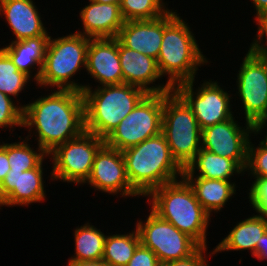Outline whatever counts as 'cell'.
Listing matches in <instances>:
<instances>
[{"mask_svg":"<svg viewBox=\"0 0 267 266\" xmlns=\"http://www.w3.org/2000/svg\"><path fill=\"white\" fill-rule=\"evenodd\" d=\"M46 91L51 93L23 104V128L29 133L25 138L30 142L31 137L35 138L37 146L49 154L86 130L82 92L71 89Z\"/></svg>","mask_w":267,"mask_h":266,"instance_id":"6da1fadb","label":"cell"},{"mask_svg":"<svg viewBox=\"0 0 267 266\" xmlns=\"http://www.w3.org/2000/svg\"><path fill=\"white\" fill-rule=\"evenodd\" d=\"M173 9L163 15V37L156 61L161 76L168 75L166 82L174 89L197 79L199 67L211 62L199 48L192 27Z\"/></svg>","mask_w":267,"mask_h":266,"instance_id":"7a4b0ae2","label":"cell"},{"mask_svg":"<svg viewBox=\"0 0 267 266\" xmlns=\"http://www.w3.org/2000/svg\"><path fill=\"white\" fill-rule=\"evenodd\" d=\"M146 199L145 203H149L150 209L161 219L187 234L200 247H208L207 230L211 216L200 205L192 187L183 177L159 186Z\"/></svg>","mask_w":267,"mask_h":266,"instance_id":"3957f363","label":"cell"},{"mask_svg":"<svg viewBox=\"0 0 267 266\" xmlns=\"http://www.w3.org/2000/svg\"><path fill=\"white\" fill-rule=\"evenodd\" d=\"M127 178L143 198L154 189L183 177V168L172 157L165 136L159 135L122 151Z\"/></svg>","mask_w":267,"mask_h":266,"instance_id":"277c9868","label":"cell"},{"mask_svg":"<svg viewBox=\"0 0 267 266\" xmlns=\"http://www.w3.org/2000/svg\"><path fill=\"white\" fill-rule=\"evenodd\" d=\"M85 84V130L105 139L147 94L143 89L126 83L107 86Z\"/></svg>","mask_w":267,"mask_h":266,"instance_id":"5b68a950","label":"cell"},{"mask_svg":"<svg viewBox=\"0 0 267 266\" xmlns=\"http://www.w3.org/2000/svg\"><path fill=\"white\" fill-rule=\"evenodd\" d=\"M89 37L78 33L52 38L47 46L42 73L36 86L40 89H71L82 92L84 84L74 80L86 69ZM74 76V77H73Z\"/></svg>","mask_w":267,"mask_h":266,"instance_id":"8992f818","label":"cell"},{"mask_svg":"<svg viewBox=\"0 0 267 266\" xmlns=\"http://www.w3.org/2000/svg\"><path fill=\"white\" fill-rule=\"evenodd\" d=\"M161 133L172 157L185 169L201 149L202 130L191 107L174 89L164 93Z\"/></svg>","mask_w":267,"mask_h":266,"instance_id":"52a82bcc","label":"cell"},{"mask_svg":"<svg viewBox=\"0 0 267 266\" xmlns=\"http://www.w3.org/2000/svg\"><path fill=\"white\" fill-rule=\"evenodd\" d=\"M164 93H147L104 139L106 146L124 151L161 133Z\"/></svg>","mask_w":267,"mask_h":266,"instance_id":"ba28073f","label":"cell"},{"mask_svg":"<svg viewBox=\"0 0 267 266\" xmlns=\"http://www.w3.org/2000/svg\"><path fill=\"white\" fill-rule=\"evenodd\" d=\"M104 144L103 138L85 131L79 137L58 145L48 154L53 163L49 180L83 187L90 176L94 157Z\"/></svg>","mask_w":267,"mask_h":266,"instance_id":"9c48e42d","label":"cell"},{"mask_svg":"<svg viewBox=\"0 0 267 266\" xmlns=\"http://www.w3.org/2000/svg\"><path fill=\"white\" fill-rule=\"evenodd\" d=\"M208 80H202L203 83L198 88L194 87L196 79L178 84L174 88L191 107L201 130L234 116V105L231 104L234 94L226 91V86L223 88V84L219 85L217 80Z\"/></svg>","mask_w":267,"mask_h":266,"instance_id":"30bf717a","label":"cell"},{"mask_svg":"<svg viewBox=\"0 0 267 266\" xmlns=\"http://www.w3.org/2000/svg\"><path fill=\"white\" fill-rule=\"evenodd\" d=\"M146 219H138L141 244L152 250L160 263L180 260L192 255L200 246L173 224L161 219L151 209Z\"/></svg>","mask_w":267,"mask_h":266,"instance_id":"8fae6325","label":"cell"},{"mask_svg":"<svg viewBox=\"0 0 267 266\" xmlns=\"http://www.w3.org/2000/svg\"><path fill=\"white\" fill-rule=\"evenodd\" d=\"M241 59L237 78H233L237 79L234 96H239L244 121L254 124L267 114V59L258 57L249 48Z\"/></svg>","mask_w":267,"mask_h":266,"instance_id":"7c38bea8","label":"cell"},{"mask_svg":"<svg viewBox=\"0 0 267 266\" xmlns=\"http://www.w3.org/2000/svg\"><path fill=\"white\" fill-rule=\"evenodd\" d=\"M232 118L202 129L201 148L219 156L232 159L243 171L247 165L249 140L253 135V124L245 121L240 125Z\"/></svg>","mask_w":267,"mask_h":266,"instance_id":"4fadbf2b","label":"cell"},{"mask_svg":"<svg viewBox=\"0 0 267 266\" xmlns=\"http://www.w3.org/2000/svg\"><path fill=\"white\" fill-rule=\"evenodd\" d=\"M84 184L90 185L95 192L116 195L117 198H140L127 178L122 152L105 144L96 153L90 176Z\"/></svg>","mask_w":267,"mask_h":266,"instance_id":"5bb4252c","label":"cell"},{"mask_svg":"<svg viewBox=\"0 0 267 266\" xmlns=\"http://www.w3.org/2000/svg\"><path fill=\"white\" fill-rule=\"evenodd\" d=\"M36 168L27 171L10 170L0 184L1 207L29 206L33 203H42L46 200V184L44 185L45 169L43 162Z\"/></svg>","mask_w":267,"mask_h":266,"instance_id":"9a60e30c","label":"cell"},{"mask_svg":"<svg viewBox=\"0 0 267 266\" xmlns=\"http://www.w3.org/2000/svg\"><path fill=\"white\" fill-rule=\"evenodd\" d=\"M85 70L99 87L122 84L118 39L90 38Z\"/></svg>","mask_w":267,"mask_h":266,"instance_id":"2e32d148","label":"cell"},{"mask_svg":"<svg viewBox=\"0 0 267 266\" xmlns=\"http://www.w3.org/2000/svg\"><path fill=\"white\" fill-rule=\"evenodd\" d=\"M119 57L123 72V83L143 89L146 93H166L173 88L162 82L156 59L133 49H128L119 42ZM161 80L162 83H159ZM158 81V84H155Z\"/></svg>","mask_w":267,"mask_h":266,"instance_id":"e0dca14e","label":"cell"},{"mask_svg":"<svg viewBox=\"0 0 267 266\" xmlns=\"http://www.w3.org/2000/svg\"><path fill=\"white\" fill-rule=\"evenodd\" d=\"M34 0H0V16L13 33L11 42L37 36H51L42 22Z\"/></svg>","mask_w":267,"mask_h":266,"instance_id":"ac0fdd59","label":"cell"},{"mask_svg":"<svg viewBox=\"0 0 267 266\" xmlns=\"http://www.w3.org/2000/svg\"><path fill=\"white\" fill-rule=\"evenodd\" d=\"M88 1L79 12L82 30L75 33L89 38H116L125 22L120 5Z\"/></svg>","mask_w":267,"mask_h":266,"instance_id":"d6986e66","label":"cell"},{"mask_svg":"<svg viewBox=\"0 0 267 266\" xmlns=\"http://www.w3.org/2000/svg\"><path fill=\"white\" fill-rule=\"evenodd\" d=\"M163 37V16L152 20L125 21L117 35L118 41L157 60Z\"/></svg>","mask_w":267,"mask_h":266,"instance_id":"ffe728a7","label":"cell"},{"mask_svg":"<svg viewBox=\"0 0 267 266\" xmlns=\"http://www.w3.org/2000/svg\"><path fill=\"white\" fill-rule=\"evenodd\" d=\"M49 39L50 36L31 37L10 42L1 48L9 55L17 69L37 84L42 73Z\"/></svg>","mask_w":267,"mask_h":266,"instance_id":"44dd1931","label":"cell"},{"mask_svg":"<svg viewBox=\"0 0 267 266\" xmlns=\"http://www.w3.org/2000/svg\"><path fill=\"white\" fill-rule=\"evenodd\" d=\"M267 231V218L260 214L249 215L248 218L237 221L231 231L215 247L218 253L231 251H250L251 256L255 254L256 245L260 242L262 235Z\"/></svg>","mask_w":267,"mask_h":266,"instance_id":"7402d4cb","label":"cell"},{"mask_svg":"<svg viewBox=\"0 0 267 266\" xmlns=\"http://www.w3.org/2000/svg\"><path fill=\"white\" fill-rule=\"evenodd\" d=\"M192 187L196 199L204 210L213 217L225 208L227 202L237 194V184L233 180L207 179L202 177H183ZM233 181V182H232ZM231 199V200H230Z\"/></svg>","mask_w":267,"mask_h":266,"instance_id":"603a6c76","label":"cell"},{"mask_svg":"<svg viewBox=\"0 0 267 266\" xmlns=\"http://www.w3.org/2000/svg\"><path fill=\"white\" fill-rule=\"evenodd\" d=\"M244 177V171L232 160L201 148L183 170V177L233 180Z\"/></svg>","mask_w":267,"mask_h":266,"instance_id":"cb8c5ba5","label":"cell"},{"mask_svg":"<svg viewBox=\"0 0 267 266\" xmlns=\"http://www.w3.org/2000/svg\"><path fill=\"white\" fill-rule=\"evenodd\" d=\"M89 221L74 229L75 253L68 260L99 261L102 260L106 234Z\"/></svg>","mask_w":267,"mask_h":266,"instance_id":"d4e9b609","label":"cell"},{"mask_svg":"<svg viewBox=\"0 0 267 266\" xmlns=\"http://www.w3.org/2000/svg\"><path fill=\"white\" fill-rule=\"evenodd\" d=\"M124 233H107L102 260L110 266H126L141 244L136 227L131 232Z\"/></svg>","mask_w":267,"mask_h":266,"instance_id":"484cf974","label":"cell"},{"mask_svg":"<svg viewBox=\"0 0 267 266\" xmlns=\"http://www.w3.org/2000/svg\"><path fill=\"white\" fill-rule=\"evenodd\" d=\"M17 142L0 141V145L6 150L10 170L27 171L36 168L48 154L40 147L33 148L27 138L18 136Z\"/></svg>","mask_w":267,"mask_h":266,"instance_id":"4316f807","label":"cell"},{"mask_svg":"<svg viewBox=\"0 0 267 266\" xmlns=\"http://www.w3.org/2000/svg\"><path fill=\"white\" fill-rule=\"evenodd\" d=\"M31 78L19 71L9 55L0 47V92L13 100L25 91Z\"/></svg>","mask_w":267,"mask_h":266,"instance_id":"83f0119b","label":"cell"},{"mask_svg":"<svg viewBox=\"0 0 267 266\" xmlns=\"http://www.w3.org/2000/svg\"><path fill=\"white\" fill-rule=\"evenodd\" d=\"M168 5L164 0H122L120 11L124 21L152 20L167 14Z\"/></svg>","mask_w":267,"mask_h":266,"instance_id":"f1b7e54d","label":"cell"},{"mask_svg":"<svg viewBox=\"0 0 267 266\" xmlns=\"http://www.w3.org/2000/svg\"><path fill=\"white\" fill-rule=\"evenodd\" d=\"M16 127H23V105L20 99L15 101L0 92V129L6 131L10 128L9 131L13 132Z\"/></svg>","mask_w":267,"mask_h":266,"instance_id":"f546056e","label":"cell"},{"mask_svg":"<svg viewBox=\"0 0 267 266\" xmlns=\"http://www.w3.org/2000/svg\"><path fill=\"white\" fill-rule=\"evenodd\" d=\"M251 139L248 144L247 165L244 174L247 172L250 179L267 178V145L259 141V144L255 146Z\"/></svg>","mask_w":267,"mask_h":266,"instance_id":"4dcf8cb0","label":"cell"},{"mask_svg":"<svg viewBox=\"0 0 267 266\" xmlns=\"http://www.w3.org/2000/svg\"><path fill=\"white\" fill-rule=\"evenodd\" d=\"M246 191L249 206L256 213L267 218V178H255Z\"/></svg>","mask_w":267,"mask_h":266,"instance_id":"1f68e13d","label":"cell"},{"mask_svg":"<svg viewBox=\"0 0 267 266\" xmlns=\"http://www.w3.org/2000/svg\"><path fill=\"white\" fill-rule=\"evenodd\" d=\"M254 23L257 31L249 49L258 57L267 59V16L256 19Z\"/></svg>","mask_w":267,"mask_h":266,"instance_id":"d6a6232c","label":"cell"},{"mask_svg":"<svg viewBox=\"0 0 267 266\" xmlns=\"http://www.w3.org/2000/svg\"><path fill=\"white\" fill-rule=\"evenodd\" d=\"M210 247H199L192 255L187 258L170 261L167 264L169 266H210L209 261L207 260L208 256L212 257L215 255L214 248L213 250L208 251ZM211 252V253H210ZM206 255V256H205Z\"/></svg>","mask_w":267,"mask_h":266,"instance_id":"836d02e7","label":"cell"},{"mask_svg":"<svg viewBox=\"0 0 267 266\" xmlns=\"http://www.w3.org/2000/svg\"><path fill=\"white\" fill-rule=\"evenodd\" d=\"M159 263L155 253L140 244L126 266H157Z\"/></svg>","mask_w":267,"mask_h":266,"instance_id":"e575fe53","label":"cell"},{"mask_svg":"<svg viewBox=\"0 0 267 266\" xmlns=\"http://www.w3.org/2000/svg\"><path fill=\"white\" fill-rule=\"evenodd\" d=\"M267 126V114L262 116L261 118H259L254 124H253V134L252 136H256L257 135H260V136H263L264 135V138L263 137H260L261 138V141L263 144L267 145V129H266V132L263 131L265 130L264 128ZM267 128V127H266ZM262 132L266 133L265 134H262ZM262 135H261V134ZM263 138V139H262Z\"/></svg>","mask_w":267,"mask_h":266,"instance_id":"d590c367","label":"cell"},{"mask_svg":"<svg viewBox=\"0 0 267 266\" xmlns=\"http://www.w3.org/2000/svg\"><path fill=\"white\" fill-rule=\"evenodd\" d=\"M252 257L259 261L267 260V231L262 235L260 242L257 243L255 254Z\"/></svg>","mask_w":267,"mask_h":266,"instance_id":"8d00e7d4","label":"cell"},{"mask_svg":"<svg viewBox=\"0 0 267 266\" xmlns=\"http://www.w3.org/2000/svg\"><path fill=\"white\" fill-rule=\"evenodd\" d=\"M10 171V164L6 150L0 145V184Z\"/></svg>","mask_w":267,"mask_h":266,"instance_id":"74e56055","label":"cell"},{"mask_svg":"<svg viewBox=\"0 0 267 266\" xmlns=\"http://www.w3.org/2000/svg\"><path fill=\"white\" fill-rule=\"evenodd\" d=\"M253 8L256 10H254V20L263 17V16H267V0H250Z\"/></svg>","mask_w":267,"mask_h":266,"instance_id":"f35d334b","label":"cell"},{"mask_svg":"<svg viewBox=\"0 0 267 266\" xmlns=\"http://www.w3.org/2000/svg\"><path fill=\"white\" fill-rule=\"evenodd\" d=\"M67 266H110L103 260L99 261H73L68 260Z\"/></svg>","mask_w":267,"mask_h":266,"instance_id":"ab89813d","label":"cell"},{"mask_svg":"<svg viewBox=\"0 0 267 266\" xmlns=\"http://www.w3.org/2000/svg\"><path fill=\"white\" fill-rule=\"evenodd\" d=\"M92 1L98 2V3H105V4L111 3V4H119L120 5L122 0H92Z\"/></svg>","mask_w":267,"mask_h":266,"instance_id":"60d3db41","label":"cell"},{"mask_svg":"<svg viewBox=\"0 0 267 266\" xmlns=\"http://www.w3.org/2000/svg\"><path fill=\"white\" fill-rule=\"evenodd\" d=\"M157 266H169L167 263H159Z\"/></svg>","mask_w":267,"mask_h":266,"instance_id":"b9f144b4","label":"cell"}]
</instances>
